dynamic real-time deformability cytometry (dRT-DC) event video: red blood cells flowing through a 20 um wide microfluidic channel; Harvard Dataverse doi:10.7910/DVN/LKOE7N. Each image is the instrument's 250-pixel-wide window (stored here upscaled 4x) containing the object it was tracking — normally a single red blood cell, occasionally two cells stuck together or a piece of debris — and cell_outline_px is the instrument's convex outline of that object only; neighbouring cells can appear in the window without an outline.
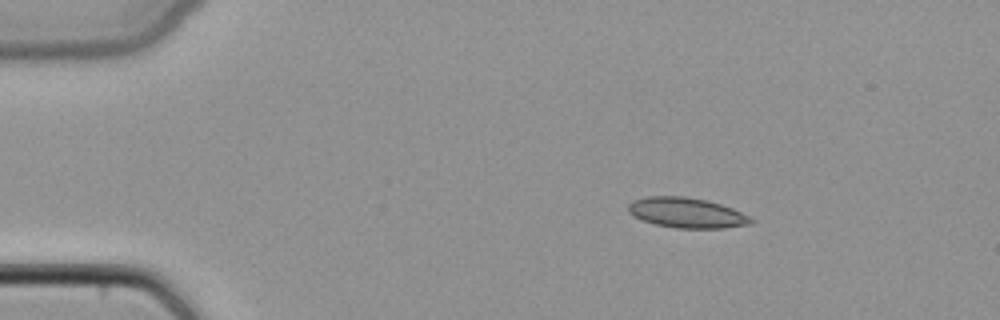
{"species": "common noctule bat (a hibernating species)", "species_latin": "Nyctalus noctula", "temperature_condition": "cold", "stored_images_in_passage": 48, "camera_frame_rate_fps": 3000, "um_per_image_px": 0.085, "animal": {"sex": "female", "body_mass_g": 22.7, "forearm_length_mm": 54.2}, "frame": {"image": 1, "passage_image": 8, "time_ms": 2.333, "image_size_px": [1000, 320], "cell_outline_px": [[756, 220], [752, 224], [724, 228], [676, 228], [656, 224], [644, 220], [628, 212], [628, 204], [632, 200], [644, 196], [684, 196], [708, 200], [732, 208], [752, 216]], "centroid_in_image_um": [58.42, 18.08], "position_along_channel_um": 26.6, "area_um2": 21.79}}
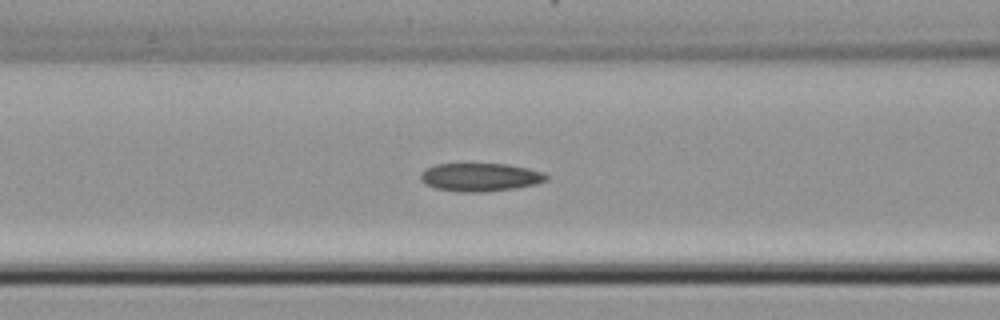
{"frame": {"image": 2, "passage_image": 20, "time_ms": 6.333, "image_size_px": [1000, 320], "cell_outline_px": [[548, 180], [536, 184], [516, 188], [484, 192], [456, 192], [436, 188], [424, 184], [420, 180], [420, 172], [424, 168], [436, 164], [508, 164], [528, 168], [544, 172], [548, 176]], "centroid_in_image_um": [40.8, 15.06], "position_along_channel_um": 125.8, "area_um2": 20.98}}
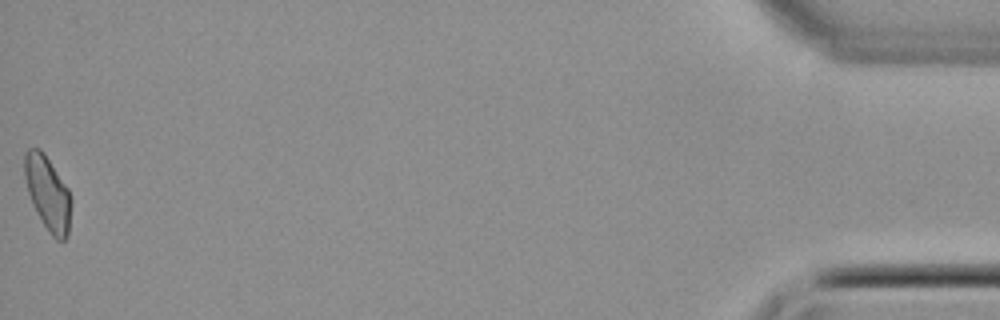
{"frame": {"image": 3, "passage_image": 48, "time_ms": 15.667, "image_size_px": [1000, 320], "cell_outline_px": [[72, 200], [68, 236], [64, 240], [56, 240], [52, 236], [36, 212], [32, 204], [28, 192], [24, 176], [24, 152], [28, 148], [40, 148], [44, 152], [68, 188]], "centroid_in_image_um": [4.06, 16.4], "position_along_channel_um": 431.1, "area_um2": 20.29}}